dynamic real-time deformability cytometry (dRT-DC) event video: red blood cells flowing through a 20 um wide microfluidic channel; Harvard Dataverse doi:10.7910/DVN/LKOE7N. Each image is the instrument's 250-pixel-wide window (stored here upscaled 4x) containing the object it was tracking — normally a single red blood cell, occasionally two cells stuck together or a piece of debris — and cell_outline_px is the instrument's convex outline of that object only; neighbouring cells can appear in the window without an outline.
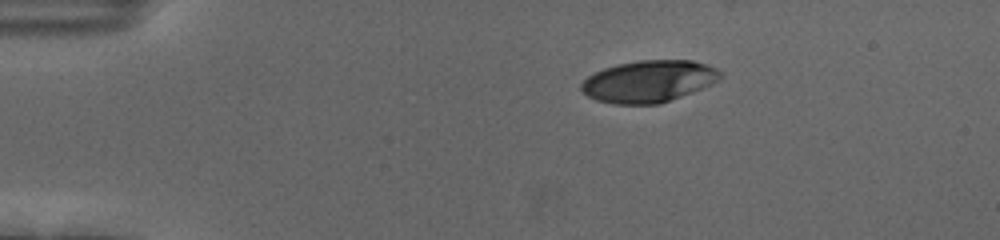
{"species": "human", "species_latin": "Homo sapiens", "temperature_condition": "cold", "stored_images_in_passage": 46, "camera_frame_rate_fps": 3000, "um_per_image_px": 0.085, "donor": {"sex": "female"}, "frame": {"image": 1, "passage_image": 1, "time_ms": 0.0, "image_size_px": [1000, 240], "cell_outline_px": [[724, 76], [720, 80], [712, 84], [692, 92], [660, 104], [612, 104], [596, 100], [588, 96], [580, 88], [580, 84], [588, 76], [604, 68], [620, 64], [640, 60], [692, 60], [708, 64], [716, 68]], "centroid_in_image_um": [55.17, 6.91], "position_along_channel_um": 29.8, "area_um2": 33.99}}
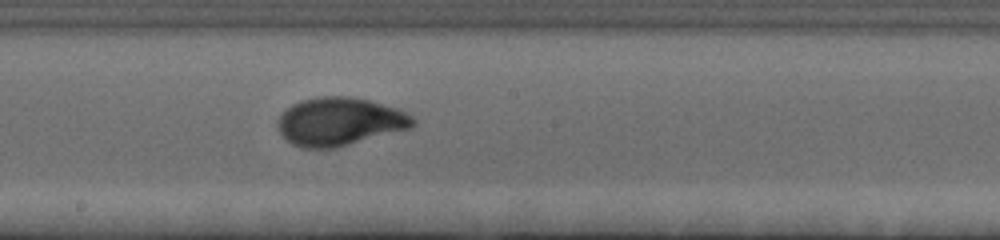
{"frame": {"image": 2, "passage_image": 22, "time_ms": 7.0, "image_size_px": [1000, 240], "cell_outline_px": [[416, 124], [412, 128], [336, 148], [300, 148], [292, 144], [280, 132], [280, 116], [292, 104], [300, 100], [320, 96], [348, 96], [368, 100], [400, 108], [408, 112], [416, 120]], "centroid_in_image_um": [28.95, 10.33], "position_along_channel_um": 219.3, "area_um2": 38.03}}
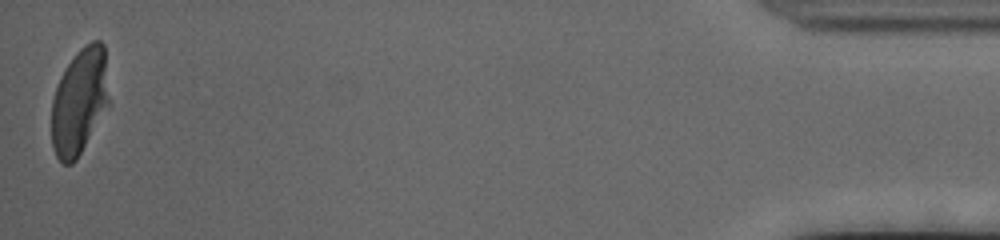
{"frame": {"image": 3, "passage_image": 46, "time_ms": 15.0, "image_size_px": [1000, 240], "cell_outline_px": [[112, 104], [76, 160], [72, 164], [64, 164], [56, 156], [52, 148], [52, 100], [60, 76], [76, 52], [80, 48], [92, 40], [100, 40], [104, 44]], "centroid_in_image_um": [6.82, 8.61], "position_along_channel_um": 428.4, "area_um2": 36.59}, "authors_computed_cell_mechanics": {"area_um2": 36.2117, "velocity_mm_per_s": 3.664, "shape_relaxation_time_tau1_ms": 3.9316, "shape_relaxation_time_tau2_ms": null, "deformation_change_tau1": 0.199, "deformation_change_tau2": null}}